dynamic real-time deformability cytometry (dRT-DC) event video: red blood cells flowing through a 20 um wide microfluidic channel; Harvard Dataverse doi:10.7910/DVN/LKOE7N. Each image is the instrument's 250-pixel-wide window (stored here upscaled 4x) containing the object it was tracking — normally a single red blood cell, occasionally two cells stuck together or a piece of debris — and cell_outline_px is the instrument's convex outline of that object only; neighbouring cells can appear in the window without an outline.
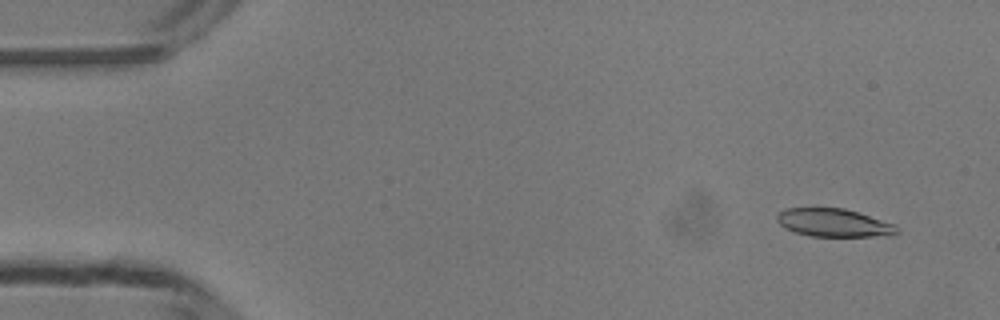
{"species": "common noctule bat (a hibernating species)", "species_latin": "Nyctalus noctula", "temperature_condition": "room temperature", "stored_images_in_passage": 49, "camera_frame_rate_fps": 3000, "um_per_image_px": 0.085, "animal": {"sex": "male", "body_mass_g": 13.3}, "frame": {"image": 1, "passage_image": 4, "time_ms": 1.0, "image_size_px": [1000, 320], "cell_outline_px": [[900, 232], [892, 236], [808, 236], [784, 228], [776, 220], [776, 216], [784, 208], [844, 208], [896, 224]], "centroid_in_image_um": [70.9, 18.94], "position_along_channel_um": 14.1, "area_um2": 19.77}}
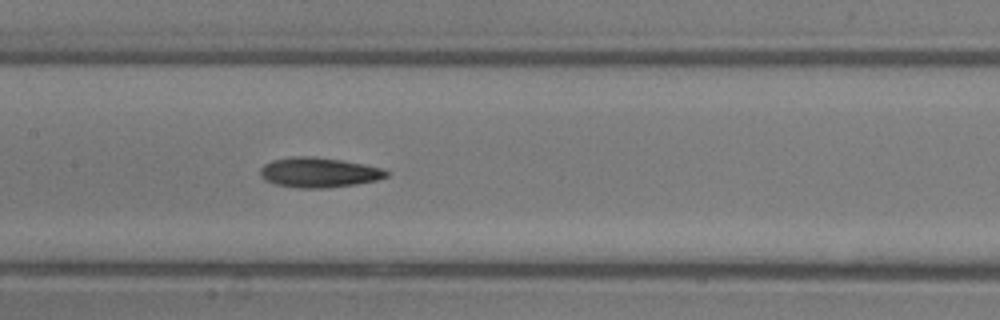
{"frame": {"image": 2, "passage_image": 24, "time_ms": 7.667, "image_size_px": [1000, 320], "cell_outline_px": [[388, 176], [376, 180], [356, 184], [324, 188], [300, 188], [276, 184], [264, 180], [260, 176], [260, 168], [264, 164], [272, 160], [292, 156], [312, 156], [340, 160], [380, 168], [388, 172]], "centroid_in_image_um": [27.04, 14.66], "position_along_channel_um": 180.4, "area_um2": 21.79}}
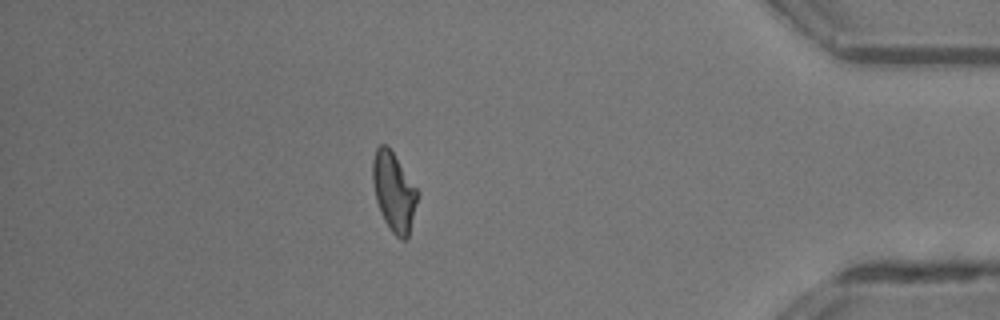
{"frame": {"image": 3, "passage_image": 43, "time_ms": 14.0, "image_size_px": [1000, 320], "cell_outline_px": [[420, 192], [408, 236], [404, 240], [400, 240], [392, 232], [384, 220], [380, 212], [376, 200], [372, 180], [372, 160], [376, 148], [380, 144], [384, 144], [392, 152]], "centroid_in_image_um": [33.48, 16.31], "position_along_channel_um": 401.7, "area_um2": 20.58}, "authors_computed_cell_mechanics": {"area_um2": 20.9236, "velocity_mm_per_s": 4.2132, "shape_relaxation_time_tau1_ms": 7.1863, "shape_relaxation_time_tau2_ms": 5.6103, "deformation_change_tau1": 0.1798, "deformation_change_tau2": 0.1489}}